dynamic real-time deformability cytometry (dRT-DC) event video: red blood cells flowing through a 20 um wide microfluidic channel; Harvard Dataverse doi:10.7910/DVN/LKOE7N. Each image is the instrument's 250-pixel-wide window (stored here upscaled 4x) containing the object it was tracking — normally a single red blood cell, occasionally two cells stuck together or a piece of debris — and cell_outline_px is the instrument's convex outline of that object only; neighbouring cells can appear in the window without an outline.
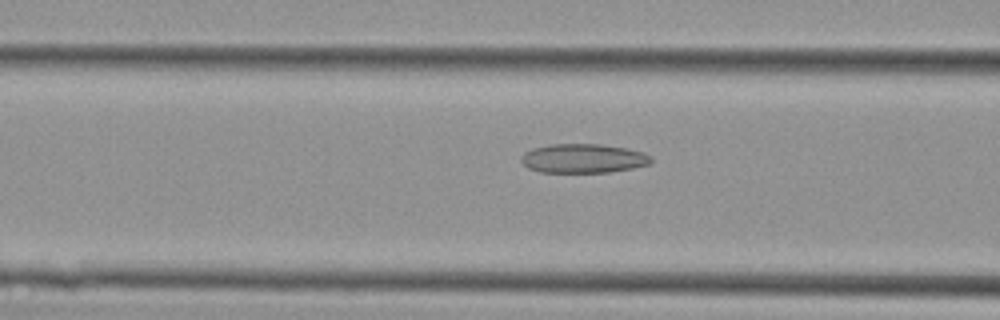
{"species": "Egyptian fruit bat (a non-hibernating species)", "species_latin": "Rousettus aegyptiacus", "temperature_condition": "cold", "stored_images_in_passage": 43, "camera_frame_rate_fps": 3000, "um_per_image_px": 0.085, "animal": {"sex": "female"}, "frame": {"image": 1, "passage_image": 17, "time_ms": 5.333, "image_size_px": [1000, 320], "cell_outline_px": [[652, 160], [648, 164], [632, 168], [608, 172], [540, 172], [528, 168], [520, 160], [520, 156], [524, 152], [532, 148], [548, 144], [600, 144], [628, 148], [644, 152], [652, 156]], "centroid_in_image_um": [49.56, 13.45], "position_along_channel_um": 117.0, "area_um2": 22.2}}
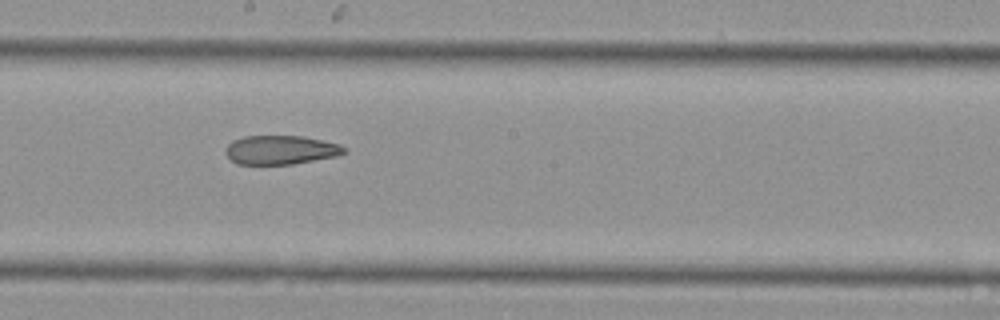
{"frame": {"image": 2, "passage_image": 24, "time_ms": 7.667, "image_size_px": [1000, 320], "cell_outline_px": [[348, 152], [336, 156], [292, 164], [236, 164], [224, 152], [224, 148], [232, 140], [244, 136], [304, 136], [340, 144], [348, 148]], "centroid_in_image_um": [23.87, 12.73], "position_along_channel_um": 224.3, "area_um2": 20.17}}
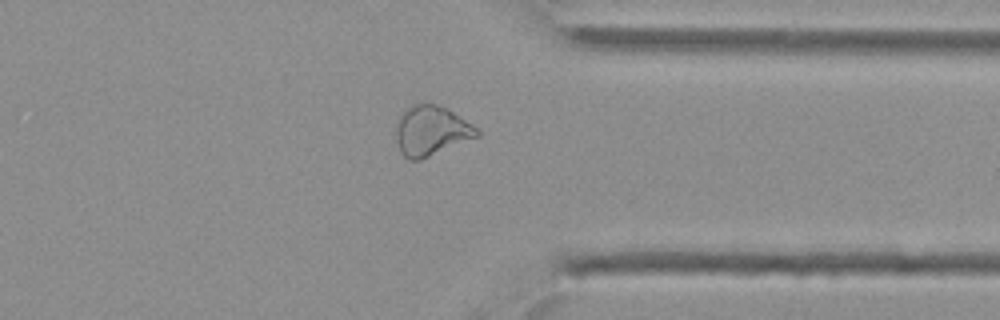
{"frame": {"image": 3, "passage_image": 34, "time_ms": 11.0, "image_size_px": [1000, 320], "cell_outline_px": [[480, 136], [420, 160], [408, 160], [400, 152], [396, 140], [396, 120], [400, 112], [412, 104], [436, 104], [448, 108], [472, 124], [480, 132]], "centroid_in_image_um": [36.62, 11.11], "position_along_channel_um": 374.8, "area_um2": 23.81}}